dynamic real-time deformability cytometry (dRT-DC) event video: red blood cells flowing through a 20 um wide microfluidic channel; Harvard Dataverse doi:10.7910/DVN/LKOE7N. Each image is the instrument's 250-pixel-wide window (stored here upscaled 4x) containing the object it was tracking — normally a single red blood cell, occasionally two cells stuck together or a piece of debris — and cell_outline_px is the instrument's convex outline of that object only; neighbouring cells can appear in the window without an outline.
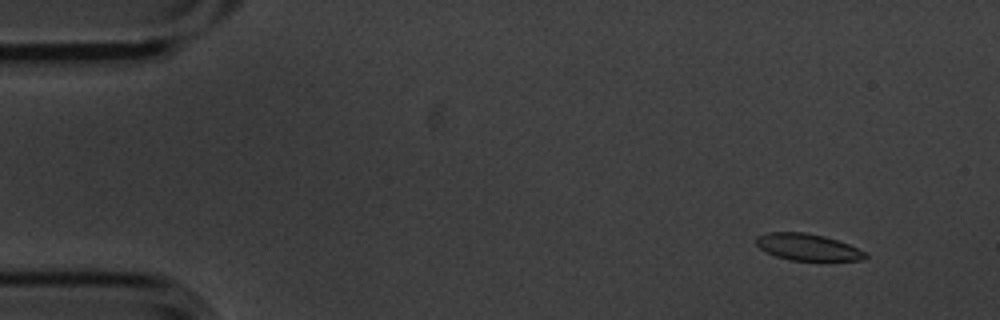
{"species": "common noctule bat (a hibernating species)", "species_latin": "Nyctalus noctula", "temperature_condition": "cold", "stored_images_in_passage": 5, "camera_frame_rate_fps": 3000, "um_per_image_px": 0.085, "animal": {"sex": "male", "body_mass_g": 20.1, "forearm_length_mm": 53.5}, "frame": {"image": 1, "passage_image": 2, "time_ms": 0.333, "image_size_px": [1000, 320], "cell_outline_px": [[868, 256], [864, 260], [788, 260], [776, 256], [760, 248], [752, 240], [756, 236], [768, 232], [804, 232], [824, 236], [848, 244], [864, 252]], "centroid_in_image_um": [68.59, 20.99], "position_along_channel_um": 16.4, "area_um2": 16.88}}
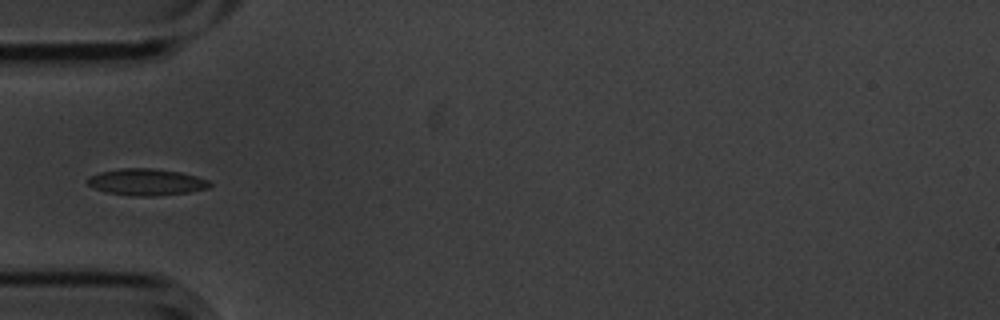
{"frame": {"image": 2, "passage_image": 5, "time_ms": 1.333, "image_size_px": [1000, 320], "cell_outline_px": [[212, 184], [208, 188], [188, 192], [156, 196], [132, 196], [104, 192], [88, 184], [84, 180], [88, 176], [100, 172], [120, 168], [152, 168], [180, 172], [196, 176], [208, 180]], "centroid_in_image_um": [12.41, 15.47], "position_along_channel_um": 72.6, "area_um2": 19.07}}